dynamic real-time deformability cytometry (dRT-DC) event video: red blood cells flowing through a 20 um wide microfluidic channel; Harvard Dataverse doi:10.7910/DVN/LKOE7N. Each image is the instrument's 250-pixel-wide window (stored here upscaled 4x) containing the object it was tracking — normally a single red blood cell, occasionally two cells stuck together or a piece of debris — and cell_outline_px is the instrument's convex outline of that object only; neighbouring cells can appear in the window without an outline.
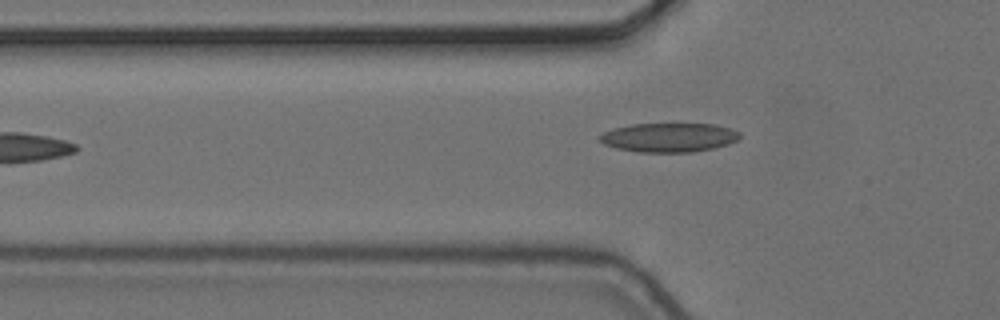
{"species": "common noctule bat (a hibernating species)", "species_latin": "Nyctalus noctula", "temperature_condition": "cold", "stored_images_in_passage": 4, "camera_frame_rate_fps": 3000, "um_per_image_px": 0.085, "animal": {"sex": "female", "body_mass_g": 24.6, "forearm_length_mm": 56.2}, "frame": {"image": 1, "passage_image": 4, "time_ms": 1.0, "image_size_px": [1000, 320], "cell_outline_px": [[740, 140], [728, 144], [712, 148], [692, 152], [640, 152], [616, 148], [604, 144], [596, 136], [612, 128], [632, 124], [716, 124], [732, 128], [740, 132]], "centroid_in_image_um": [56.87, 11.68], "position_along_channel_um": 68.9, "area_um2": 23.93}}